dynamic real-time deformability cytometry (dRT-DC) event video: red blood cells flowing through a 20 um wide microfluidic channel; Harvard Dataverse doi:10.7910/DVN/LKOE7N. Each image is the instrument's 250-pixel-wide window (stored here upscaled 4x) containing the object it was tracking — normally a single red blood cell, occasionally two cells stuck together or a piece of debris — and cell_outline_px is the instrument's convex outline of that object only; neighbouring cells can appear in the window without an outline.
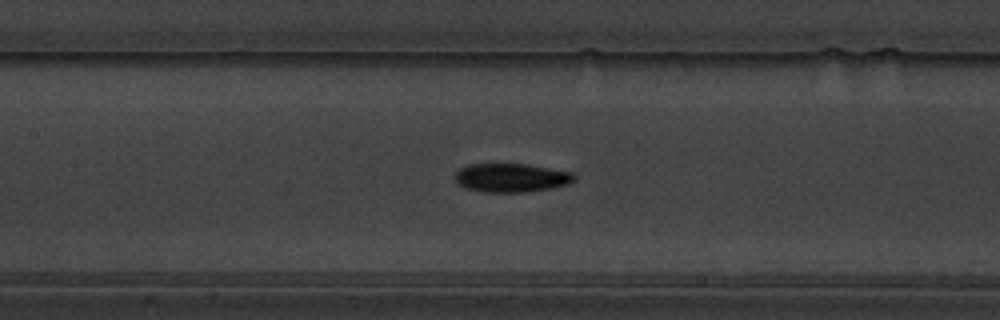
{"species": "common noctule bat (a hibernating species)", "species_latin": "Nyctalus noctula", "temperature_condition": "warm", "stored_images_in_passage": 60, "camera_frame_rate_fps": 3000, "um_per_image_px": 0.085, "animal": {"sex": "male", "body_mass_g": 19.5, "forearm_length_mm": 54.6}, "frame": {"image": 1, "passage_image": 29, "time_ms": 9.333, "image_size_px": [1000, 320], "cell_outline_px": [[576, 180], [568, 184], [552, 188], [528, 192], [484, 192], [464, 188], [456, 184], [456, 172], [460, 168], [468, 164], [528, 164], [572, 172], [576, 176]], "centroid_in_image_um": [43.46, 15.11], "position_along_channel_um": 163.9, "area_um2": 20.17}}
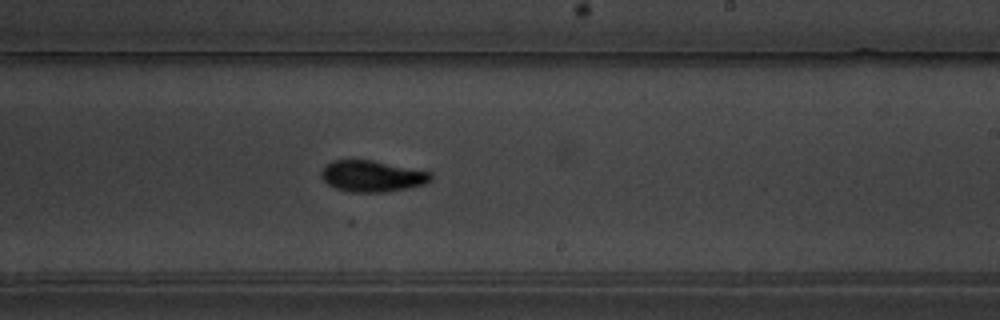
{"frame": {"image": 2, "passage_image": 37, "time_ms": 12.0, "image_size_px": [1000, 320], "cell_outline_px": [[432, 180], [424, 184], [408, 188], [384, 192], [352, 192], [336, 188], [328, 184], [320, 176], [320, 172], [324, 164], [332, 160], [372, 160], [432, 172]], "centroid_in_image_um": [31.61, 14.96], "position_along_channel_um": 257.4, "area_um2": 20.06}}
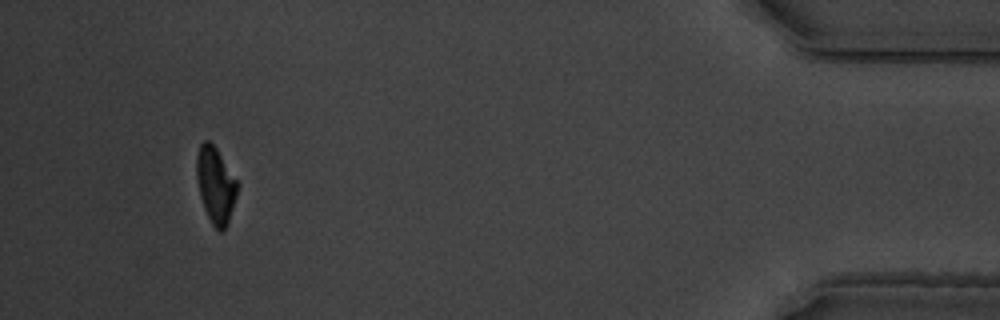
{"frame": {"image": 3, "passage_image": 56, "time_ms": 18.333, "image_size_px": [1000, 320], "cell_outline_px": [[240, 184], [228, 224], [220, 232], [212, 224], [204, 208], [200, 196], [196, 176], [196, 156], [200, 144], [204, 140], [208, 140], [216, 148]], "centroid_in_image_um": [18.33, 15.72], "position_along_channel_um": 416.9, "area_um2": 18.15}, "authors_computed_cell_mechanics": {"area_um2": 19.1029, "velocity_mm_per_s": 3.5224, "shape_relaxation_time_tau1_ms": 4.1961, "shape_relaxation_time_tau2_ms": 3.0584, "deformation_change_tau1": 0.1811, "deformation_change_tau2": 0.0755}}